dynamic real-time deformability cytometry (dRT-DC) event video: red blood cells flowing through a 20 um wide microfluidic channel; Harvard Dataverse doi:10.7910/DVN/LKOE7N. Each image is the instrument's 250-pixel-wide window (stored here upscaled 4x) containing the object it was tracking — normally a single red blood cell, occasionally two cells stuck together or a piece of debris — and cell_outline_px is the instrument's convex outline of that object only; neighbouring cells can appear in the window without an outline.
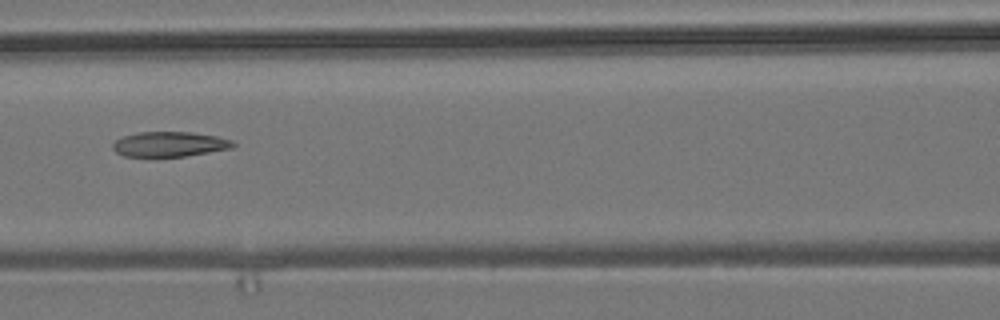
{"species": "common noctule bat (a hibernating species)", "species_latin": "Nyctalus noctula", "temperature_condition": "room temperature", "stored_images_in_passage": 9, "camera_frame_rate_fps": 3000, "um_per_image_px": 0.085, "animal": {"sex": "male", "body_mass_g": 19.2, "forearm_length_mm": 51.8}, "frame": {"image": 1, "passage_image": 7, "time_ms": 7.0, "image_size_px": [1000, 320], "cell_outline_px": [[236, 144], [232, 148], [184, 156], [124, 156], [116, 152], [112, 148], [112, 144], [116, 140], [124, 136], [140, 132], [192, 132], [216, 136], [232, 140]], "centroid_in_image_um": [14.41, 12.25], "position_along_channel_um": 152.2, "area_um2": 17.34}}
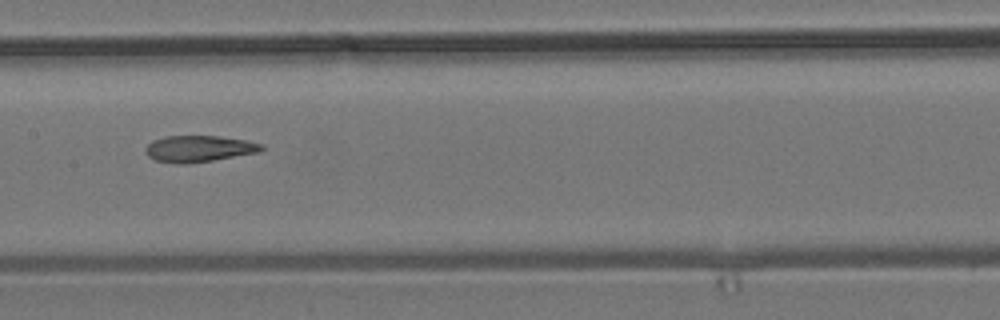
{"frame": {"image": 2, "passage_image": 8, "time_ms": 8.0, "image_size_px": [1000, 320], "cell_outline_px": [[264, 148], [260, 152], [188, 164], [176, 164], [156, 160], [148, 156], [144, 152], [144, 148], [152, 140], [164, 136], [220, 136], [248, 140], [264, 144]], "centroid_in_image_um": [16.9, 12.63], "position_along_channel_um": 190.5, "area_um2": 18.09}}
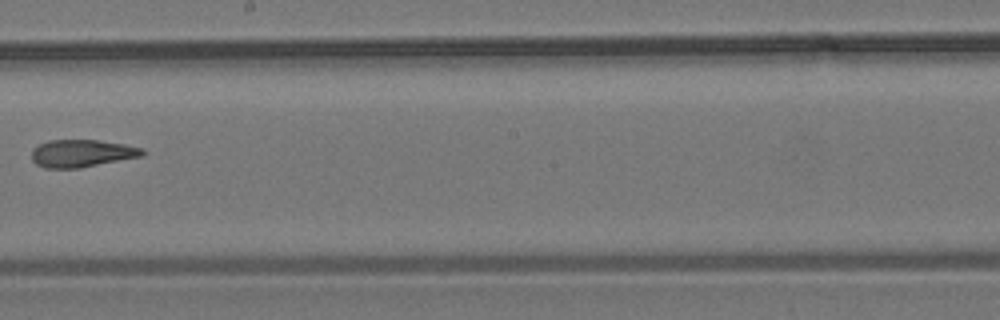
{"frame": {"image": 3, "passage_image": 9, "time_ms": 9.333, "image_size_px": [1000, 320], "cell_outline_px": [[148, 152], [140, 156], [80, 168], [44, 168], [36, 164], [32, 160], [32, 148], [48, 140], [96, 140], [124, 144], [144, 148]], "centroid_in_image_um": [6.95, 13.03], "position_along_channel_um": 241.3, "area_um2": 17.74}}